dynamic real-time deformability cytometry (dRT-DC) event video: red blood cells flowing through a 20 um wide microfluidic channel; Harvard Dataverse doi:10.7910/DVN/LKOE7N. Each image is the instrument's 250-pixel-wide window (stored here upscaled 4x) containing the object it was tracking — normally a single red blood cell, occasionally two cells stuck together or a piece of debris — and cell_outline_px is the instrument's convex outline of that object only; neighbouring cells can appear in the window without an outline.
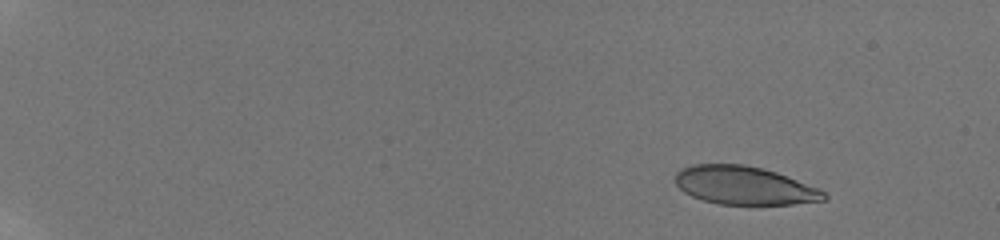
{"species": "human", "species_latin": "Homo sapiens", "temperature_condition": "room temperature", "stored_images_in_passage": 9, "camera_frame_rate_fps": 3000, "um_per_image_px": 0.085, "donor": {"sex": "male"}, "frame": {"image": 1, "passage_image": 2, "time_ms": 1.0, "image_size_px": [1000, 240], "cell_outline_px": [[828, 200], [792, 204], [720, 204], [704, 200], [692, 196], [684, 192], [676, 184], [676, 172], [680, 168], [692, 164], [744, 164], [764, 168], [776, 172], [820, 188], [828, 196]], "centroid_in_image_um": [63.29, 15.76], "position_along_channel_um": 21.7, "area_um2": 33.29}}
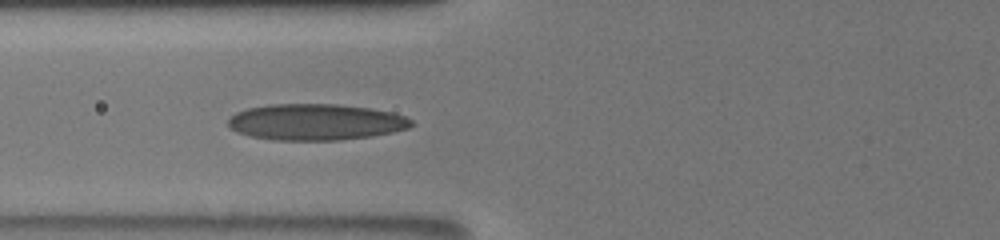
{"frame": {"image": 2, "passage_image": 8, "time_ms": 7.333, "image_size_px": [1000, 240], "cell_outline_px": [[416, 124], [408, 128], [392, 132], [372, 136], [340, 140], [272, 140], [252, 136], [236, 132], [228, 124], [228, 116], [236, 112], [248, 108], [268, 104], [336, 104], [368, 108], [392, 112], [404, 116], [412, 120]], "centroid_in_image_um": [26.83, 10.37], "position_along_channel_um": 99.0, "area_um2": 38.84}}
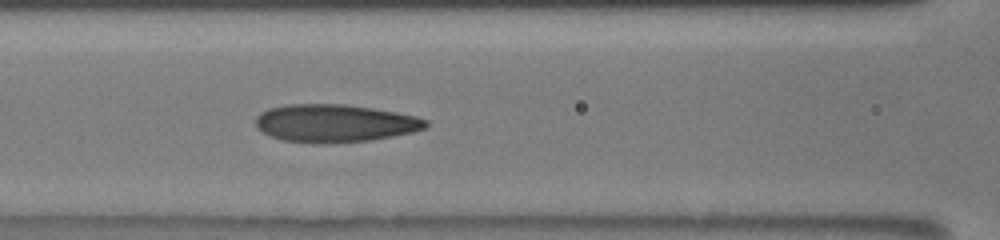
{"frame": {"image": 3, "passage_image": 9, "time_ms": 8.333, "image_size_px": [1000, 240], "cell_outline_px": [[428, 128], [412, 132], [372, 140], [320, 144], [312, 144], [284, 140], [272, 136], [256, 128], [256, 116], [260, 112], [268, 108], [288, 104], [344, 104], [372, 108], [396, 112], [416, 116], [428, 120]], "centroid_in_image_um": [28.46, 10.48], "position_along_channel_um": 138.1, "area_um2": 37.69}}